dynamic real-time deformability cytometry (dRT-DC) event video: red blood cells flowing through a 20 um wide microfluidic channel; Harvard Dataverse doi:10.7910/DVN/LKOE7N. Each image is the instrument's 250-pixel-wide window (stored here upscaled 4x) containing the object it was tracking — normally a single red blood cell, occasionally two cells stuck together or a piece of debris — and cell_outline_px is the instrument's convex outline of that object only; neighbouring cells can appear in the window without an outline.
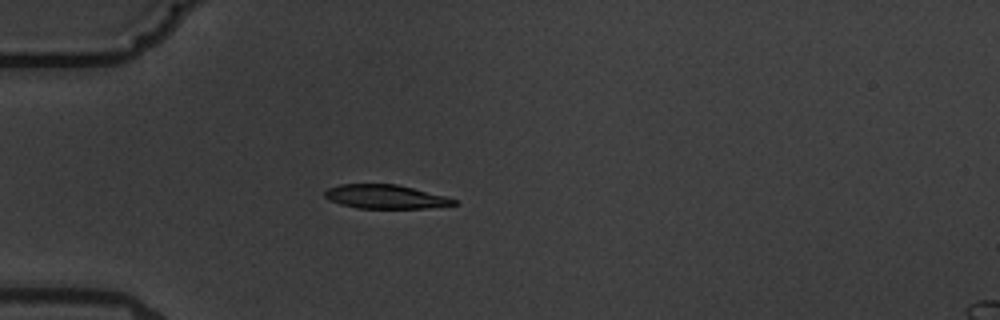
{"species": "common noctule bat (a hibernating species)", "species_latin": "Nyctalus noctula", "temperature_condition": "warm", "stored_images_in_passage": 2, "camera_frame_rate_fps": 3000, "um_per_image_px": 0.085, "animal": {"sex": "male", "body_mass_g": 19.5, "forearm_length_mm": 54.6}, "frame": {"image": 1, "passage_image": 1, "time_ms": 0.0, "image_size_px": [1000, 320], "cell_outline_px": [[460, 204], [424, 208], [356, 208], [340, 204], [328, 200], [324, 196], [324, 192], [328, 188], [340, 184], [396, 184], [448, 196], [456, 200]], "centroid_in_image_um": [32.77, 16.72], "position_along_channel_um": 52.2, "area_um2": 18.09}}